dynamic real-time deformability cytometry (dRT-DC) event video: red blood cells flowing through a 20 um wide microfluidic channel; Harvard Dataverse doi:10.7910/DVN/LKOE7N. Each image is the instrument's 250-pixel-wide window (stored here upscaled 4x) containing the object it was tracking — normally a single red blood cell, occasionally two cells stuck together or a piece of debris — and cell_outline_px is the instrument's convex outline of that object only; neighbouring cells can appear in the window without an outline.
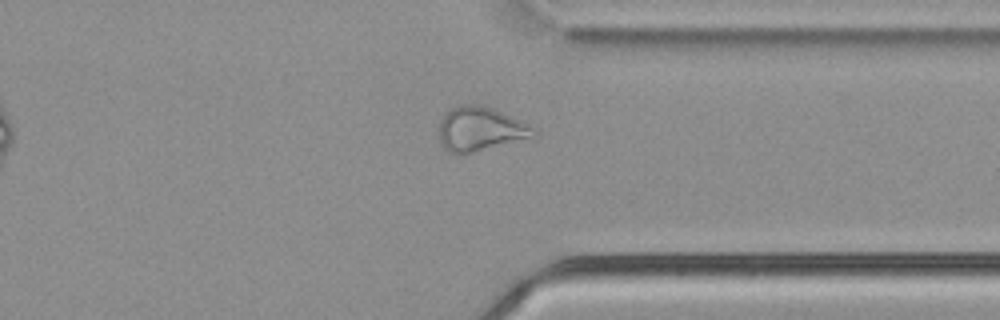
{"species": "common noctule bat (a hibernating species)", "species_latin": "Nyctalus noctula", "temperature_condition": "cold", "stored_images_in_passage": 34, "camera_frame_rate_fps": 3000, "um_per_image_px": 0.085, "animal": {"sex": "male", "body_mass_g": 21.5, "forearm_length_mm": 52.0}, "frame": {"image": 1, "passage_image": 29, "time_ms": 9.333, "image_size_px": [1000, 320], "cell_outline_px": [[540, 136], [536, 140], [472, 152], [448, 152], [440, 144], [440, 120], [444, 112], [460, 104], [480, 104], [492, 108], [512, 116], [528, 124]], "centroid_in_image_um": [40.92, 10.98], "position_along_channel_um": 370.5, "area_um2": 25.03}, "authors_computed_cell_mechanics": {"area_um2": 23.5824, "velocity_mm_per_s": 3.8058, "shape_relaxation_time_tau1_ms": null, "shape_relaxation_time_tau2_ms": 2.1572, "deformation_change_tau1": null, "deformation_change_tau2": 0.1032}}